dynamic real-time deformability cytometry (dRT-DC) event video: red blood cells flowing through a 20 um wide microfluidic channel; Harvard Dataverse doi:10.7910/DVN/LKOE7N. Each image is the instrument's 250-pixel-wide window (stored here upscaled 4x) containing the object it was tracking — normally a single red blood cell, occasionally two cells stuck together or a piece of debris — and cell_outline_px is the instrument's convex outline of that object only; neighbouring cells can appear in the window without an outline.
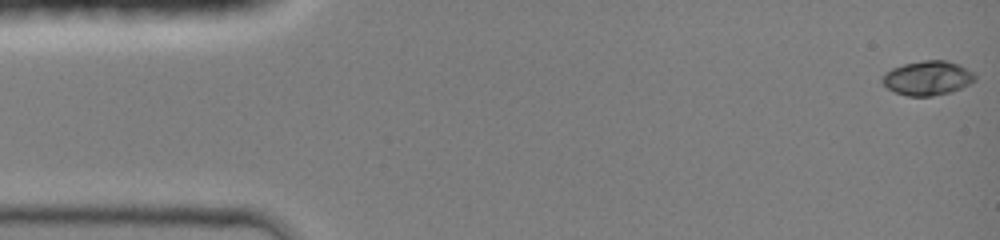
{"species": "common noctule bat (a hibernating species)", "species_latin": "Nyctalus noctula", "temperature_condition": "room temperature", "stored_images_in_passage": 10, "camera_frame_rate_fps": 3000, "um_per_image_px": 0.085, "animal": {"sex": "female", "body_mass_g": 19.0, "forearm_length_mm": 51.5}, "frame": {"image": 1, "passage_image": 1, "time_ms": 0.0, "image_size_px": [1000, 240], "cell_outline_px": [[976, 80], [952, 92], [932, 96], [908, 96], [896, 92], [888, 88], [880, 80], [884, 72], [892, 68], [904, 64], [924, 60], [944, 60], [960, 64], [972, 72], [976, 76]], "centroid_in_image_um": [78.84, 6.63], "position_along_channel_um": 6.2, "area_um2": 18.55}}
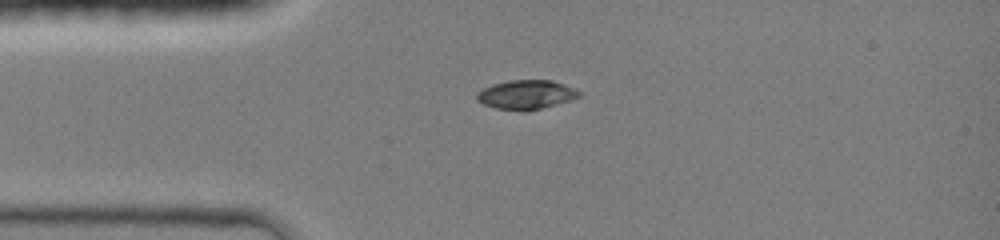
{"frame": {"image": 2, "passage_image": 7, "time_ms": 3.333, "image_size_px": [1000, 240], "cell_outline_px": [[580, 96], [556, 104], [540, 108], [496, 108], [484, 104], [476, 100], [476, 92], [492, 84], [508, 80], [552, 80], [576, 88], [580, 92]], "centroid_in_image_um": [44.71, 7.99], "position_along_channel_um": 40.3, "area_um2": 16.76}}
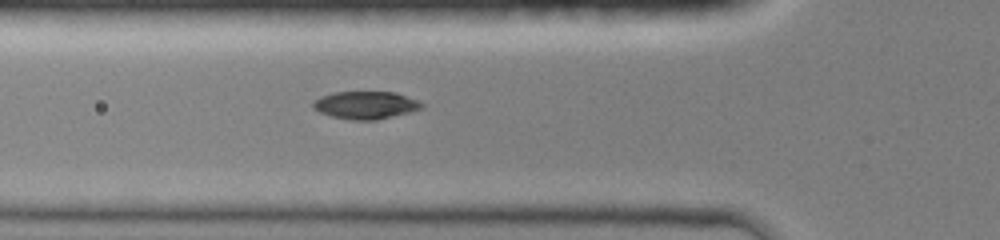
{"frame": {"image": 3, "passage_image": 10, "time_ms": 5.0, "image_size_px": [1000, 240], "cell_outline_px": [[424, 104], [420, 108], [408, 112], [376, 120], [352, 120], [332, 116], [320, 112], [312, 108], [312, 100], [320, 96], [336, 92], [396, 92], [416, 100]], "centroid_in_image_um": [31.01, 8.93], "position_along_channel_um": 94.8, "area_um2": 17.34}}